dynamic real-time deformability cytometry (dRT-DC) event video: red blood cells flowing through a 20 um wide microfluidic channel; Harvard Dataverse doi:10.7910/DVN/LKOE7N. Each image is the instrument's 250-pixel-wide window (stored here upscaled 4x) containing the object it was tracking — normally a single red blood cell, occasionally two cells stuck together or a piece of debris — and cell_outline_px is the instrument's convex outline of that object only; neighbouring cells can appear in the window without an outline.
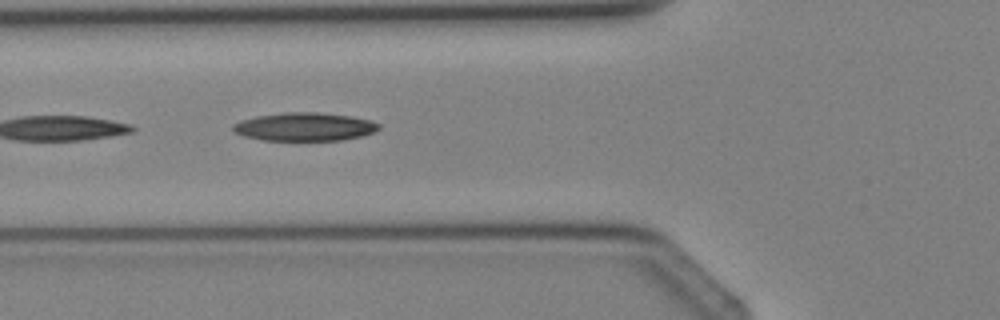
{"species": "Egyptian fruit bat (a non-hibernating species)", "species_latin": "Rousettus aegyptiacus", "temperature_condition": "cold", "stored_images_in_passage": 3, "camera_frame_rate_fps": 3000, "um_per_image_px": 0.085, "animal": {"sex": "female"}, "frame": {"image": 1, "passage_image": 3, "time_ms": 2.333, "image_size_px": [1000, 320], "cell_outline_px": [[380, 128], [364, 136], [340, 140], [260, 140], [244, 136], [232, 132], [232, 124], [240, 120], [256, 116], [284, 112], [316, 112], [352, 116], [372, 120], [380, 124]], "centroid_in_image_um": [25.87, 10.77], "position_along_channel_um": 99.9, "area_um2": 24.28}}